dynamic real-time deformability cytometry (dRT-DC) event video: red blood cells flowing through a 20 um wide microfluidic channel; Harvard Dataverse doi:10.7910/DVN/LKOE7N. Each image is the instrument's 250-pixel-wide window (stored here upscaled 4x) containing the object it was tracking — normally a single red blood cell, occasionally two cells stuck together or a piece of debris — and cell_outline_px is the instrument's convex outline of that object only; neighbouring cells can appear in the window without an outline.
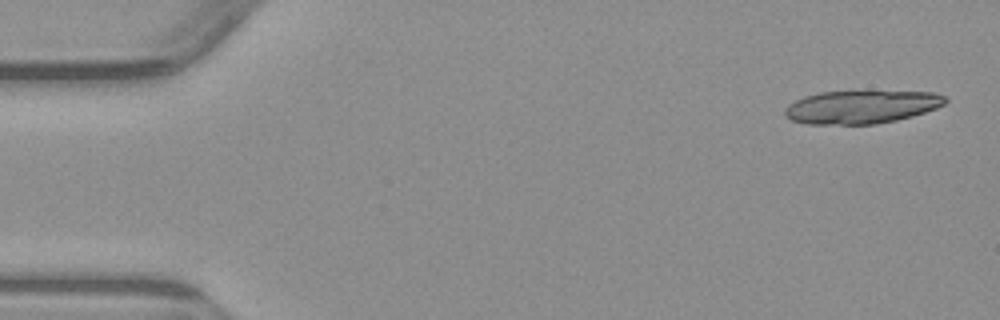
{"species": "common noctule bat (a hibernating species)", "species_latin": "Nyctalus noctula", "temperature_condition": "warm", "stored_images_in_passage": 5, "camera_frame_rate_fps": 3000, "um_per_image_px": 0.085, "animal": {"sex": "male", "body_mass_g": 23.1, "forearm_length_mm": 52.7}, "frame": {"image": 1, "passage_image": 1, "time_ms": 0.0, "image_size_px": [1000, 320], "cell_outline_px": [[948, 100], [944, 104], [936, 108], [912, 116], [896, 120], [876, 124], [808, 124], [792, 120], [784, 116], [784, 108], [788, 104], [804, 96], [820, 92], [932, 92], [948, 96]], "centroid_in_image_um": [73.2, 9.1], "position_along_channel_um": 11.8, "area_um2": 30.81}}